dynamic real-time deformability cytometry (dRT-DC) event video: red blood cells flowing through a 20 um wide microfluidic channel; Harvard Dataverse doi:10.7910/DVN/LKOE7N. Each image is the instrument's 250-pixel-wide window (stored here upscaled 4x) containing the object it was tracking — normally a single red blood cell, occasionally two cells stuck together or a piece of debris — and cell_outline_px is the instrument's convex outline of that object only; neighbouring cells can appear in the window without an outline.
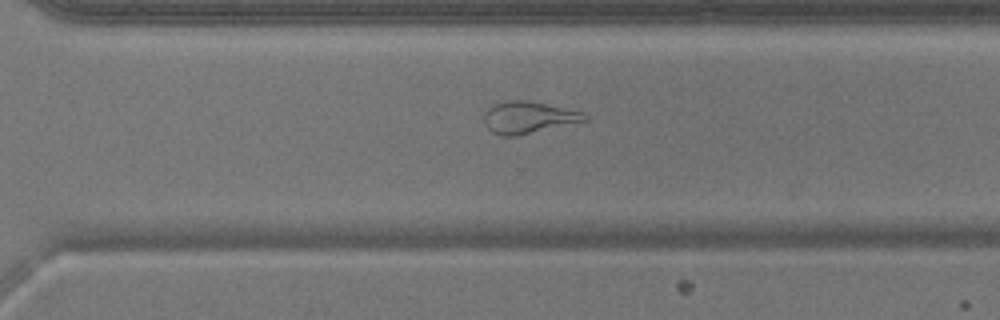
{"species": "common noctule bat (a hibernating species)", "species_latin": "Nyctalus noctula", "temperature_condition": "warm", "stored_images_in_passage": 43, "camera_frame_rate_fps": 3000, "um_per_image_px": 0.085, "animal": {"sex": "male", "body_mass_g": 17.9}, "frame": {"image": 1, "passage_image": 28, "time_ms": 9.0, "image_size_px": [1000, 320], "cell_outline_px": [[588, 120], [516, 136], [500, 136], [492, 132], [484, 124], [484, 112], [488, 108], [496, 104], [508, 100], [524, 100], [564, 108], [580, 112], [588, 116]], "centroid_in_image_um": [44.86, 9.99], "position_along_channel_um": 325.7, "area_um2": 18.38}}
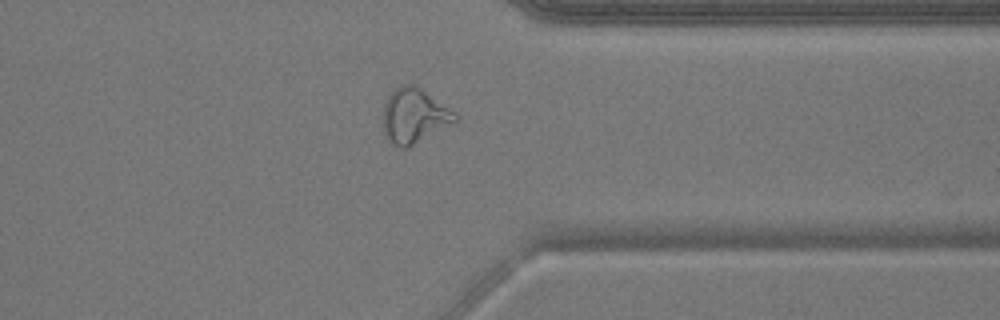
{"frame": {"image": 2, "passage_image": 32, "time_ms": 10.333, "image_size_px": [1000, 320], "cell_outline_px": [[460, 120], [456, 124], [408, 148], [400, 148], [388, 140], [384, 136], [384, 104], [388, 96], [400, 84], [416, 84], [456, 112], [460, 116]], "centroid_in_image_um": [35.28, 9.86], "position_along_channel_um": 376.1, "area_um2": 23.7}}
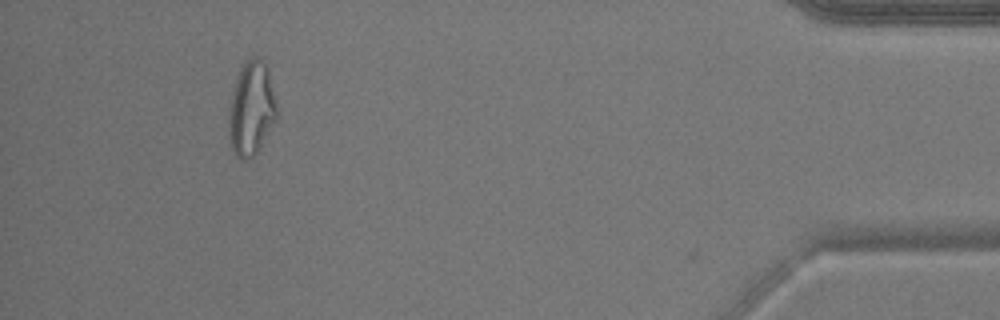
{"frame": {"image": 3, "passage_image": 39, "time_ms": 12.667, "image_size_px": [1000, 320], "cell_outline_px": [[276, 120], [256, 152], [252, 156], [240, 160], [236, 156], [232, 148], [228, 120], [228, 116], [232, 92], [236, 80], [244, 60], [252, 56], [256, 56], [268, 68], [276, 104]], "centroid_in_image_um": [21.36, 9.2], "position_along_channel_um": 413.8, "area_um2": 25.78}}